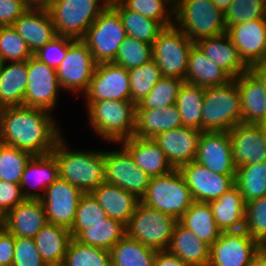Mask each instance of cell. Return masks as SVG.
<instances>
[{"label":"cell","instance_id":"6125c7cd","mask_svg":"<svg viewBox=\"0 0 266 266\" xmlns=\"http://www.w3.org/2000/svg\"><path fill=\"white\" fill-rule=\"evenodd\" d=\"M211 1L218 9H220L225 13L233 0H211Z\"/></svg>","mask_w":266,"mask_h":266},{"label":"cell","instance_id":"ba28073f","mask_svg":"<svg viewBox=\"0 0 266 266\" xmlns=\"http://www.w3.org/2000/svg\"><path fill=\"white\" fill-rule=\"evenodd\" d=\"M178 220L139 202L126 225V235L157 251L167 250Z\"/></svg>","mask_w":266,"mask_h":266},{"label":"cell","instance_id":"6da1fadb","mask_svg":"<svg viewBox=\"0 0 266 266\" xmlns=\"http://www.w3.org/2000/svg\"><path fill=\"white\" fill-rule=\"evenodd\" d=\"M52 112L17 106L0 109V143L35 155L52 153L61 130Z\"/></svg>","mask_w":266,"mask_h":266},{"label":"cell","instance_id":"7c38bea8","mask_svg":"<svg viewBox=\"0 0 266 266\" xmlns=\"http://www.w3.org/2000/svg\"><path fill=\"white\" fill-rule=\"evenodd\" d=\"M105 182L121 187L141 200L151 177L136 166L129 152L121 146L118 150L105 151Z\"/></svg>","mask_w":266,"mask_h":266},{"label":"cell","instance_id":"d6a6232c","mask_svg":"<svg viewBox=\"0 0 266 266\" xmlns=\"http://www.w3.org/2000/svg\"><path fill=\"white\" fill-rule=\"evenodd\" d=\"M27 80L28 61L2 63L0 68V109L23 106Z\"/></svg>","mask_w":266,"mask_h":266},{"label":"cell","instance_id":"4fadbf2b","mask_svg":"<svg viewBox=\"0 0 266 266\" xmlns=\"http://www.w3.org/2000/svg\"><path fill=\"white\" fill-rule=\"evenodd\" d=\"M261 247L245 230L221 232L210 246L208 266H250Z\"/></svg>","mask_w":266,"mask_h":266},{"label":"cell","instance_id":"816d5d0a","mask_svg":"<svg viewBox=\"0 0 266 266\" xmlns=\"http://www.w3.org/2000/svg\"><path fill=\"white\" fill-rule=\"evenodd\" d=\"M69 49V37L57 35L33 54L39 61L55 70L60 66Z\"/></svg>","mask_w":266,"mask_h":266},{"label":"cell","instance_id":"1f68e13d","mask_svg":"<svg viewBox=\"0 0 266 266\" xmlns=\"http://www.w3.org/2000/svg\"><path fill=\"white\" fill-rule=\"evenodd\" d=\"M33 239L47 266H62L72 240L68 228L47 222Z\"/></svg>","mask_w":266,"mask_h":266},{"label":"cell","instance_id":"6f0895ef","mask_svg":"<svg viewBox=\"0 0 266 266\" xmlns=\"http://www.w3.org/2000/svg\"><path fill=\"white\" fill-rule=\"evenodd\" d=\"M154 266H187L177 255L168 250L157 251Z\"/></svg>","mask_w":266,"mask_h":266},{"label":"cell","instance_id":"11a10c76","mask_svg":"<svg viewBox=\"0 0 266 266\" xmlns=\"http://www.w3.org/2000/svg\"><path fill=\"white\" fill-rule=\"evenodd\" d=\"M27 9L23 0H0V27L12 26Z\"/></svg>","mask_w":266,"mask_h":266},{"label":"cell","instance_id":"9c48e42d","mask_svg":"<svg viewBox=\"0 0 266 266\" xmlns=\"http://www.w3.org/2000/svg\"><path fill=\"white\" fill-rule=\"evenodd\" d=\"M127 37L119 14L109 5L81 39L97 63L113 62L121 43Z\"/></svg>","mask_w":266,"mask_h":266},{"label":"cell","instance_id":"ffe728a7","mask_svg":"<svg viewBox=\"0 0 266 266\" xmlns=\"http://www.w3.org/2000/svg\"><path fill=\"white\" fill-rule=\"evenodd\" d=\"M202 131L190 127H179L159 133L153 139L165 152L174 169L195 160Z\"/></svg>","mask_w":266,"mask_h":266},{"label":"cell","instance_id":"44dd1931","mask_svg":"<svg viewBox=\"0 0 266 266\" xmlns=\"http://www.w3.org/2000/svg\"><path fill=\"white\" fill-rule=\"evenodd\" d=\"M235 167L266 162V140L256 124H237L228 131Z\"/></svg>","mask_w":266,"mask_h":266},{"label":"cell","instance_id":"e575fe53","mask_svg":"<svg viewBox=\"0 0 266 266\" xmlns=\"http://www.w3.org/2000/svg\"><path fill=\"white\" fill-rule=\"evenodd\" d=\"M178 222L192 231L201 241L211 246L220 236L209 203L194 201Z\"/></svg>","mask_w":266,"mask_h":266},{"label":"cell","instance_id":"83f0119b","mask_svg":"<svg viewBox=\"0 0 266 266\" xmlns=\"http://www.w3.org/2000/svg\"><path fill=\"white\" fill-rule=\"evenodd\" d=\"M176 104L163 108H136L135 137L154 138L161 132L182 127Z\"/></svg>","mask_w":266,"mask_h":266},{"label":"cell","instance_id":"e0dca14e","mask_svg":"<svg viewBox=\"0 0 266 266\" xmlns=\"http://www.w3.org/2000/svg\"><path fill=\"white\" fill-rule=\"evenodd\" d=\"M83 194L66 180L58 178L40 198L45 207L47 222L70 229Z\"/></svg>","mask_w":266,"mask_h":266},{"label":"cell","instance_id":"d4e9b609","mask_svg":"<svg viewBox=\"0 0 266 266\" xmlns=\"http://www.w3.org/2000/svg\"><path fill=\"white\" fill-rule=\"evenodd\" d=\"M239 89L242 123L259 124L266 121V87L251 70L236 78Z\"/></svg>","mask_w":266,"mask_h":266},{"label":"cell","instance_id":"277c9868","mask_svg":"<svg viewBox=\"0 0 266 266\" xmlns=\"http://www.w3.org/2000/svg\"><path fill=\"white\" fill-rule=\"evenodd\" d=\"M173 25L194 43L227 31L224 12L211 0L177 1Z\"/></svg>","mask_w":266,"mask_h":266},{"label":"cell","instance_id":"ac0fdd59","mask_svg":"<svg viewBox=\"0 0 266 266\" xmlns=\"http://www.w3.org/2000/svg\"><path fill=\"white\" fill-rule=\"evenodd\" d=\"M195 161L216 174L236 175L228 131H202Z\"/></svg>","mask_w":266,"mask_h":266},{"label":"cell","instance_id":"7a4b0ae2","mask_svg":"<svg viewBox=\"0 0 266 266\" xmlns=\"http://www.w3.org/2000/svg\"><path fill=\"white\" fill-rule=\"evenodd\" d=\"M61 136L54 147L59 178L66 180L83 193H91L105 181V151L71 150Z\"/></svg>","mask_w":266,"mask_h":266},{"label":"cell","instance_id":"4dcf8cb0","mask_svg":"<svg viewBox=\"0 0 266 266\" xmlns=\"http://www.w3.org/2000/svg\"><path fill=\"white\" fill-rule=\"evenodd\" d=\"M245 204L236 184L217 200L209 202L217 227L222 232L244 230Z\"/></svg>","mask_w":266,"mask_h":266},{"label":"cell","instance_id":"680465c9","mask_svg":"<svg viewBox=\"0 0 266 266\" xmlns=\"http://www.w3.org/2000/svg\"><path fill=\"white\" fill-rule=\"evenodd\" d=\"M266 87V55L250 69Z\"/></svg>","mask_w":266,"mask_h":266},{"label":"cell","instance_id":"52a82bcc","mask_svg":"<svg viewBox=\"0 0 266 266\" xmlns=\"http://www.w3.org/2000/svg\"><path fill=\"white\" fill-rule=\"evenodd\" d=\"M108 6L107 0H52L47 9L58 35L82 39Z\"/></svg>","mask_w":266,"mask_h":266},{"label":"cell","instance_id":"e7e4bbea","mask_svg":"<svg viewBox=\"0 0 266 266\" xmlns=\"http://www.w3.org/2000/svg\"><path fill=\"white\" fill-rule=\"evenodd\" d=\"M257 125L261 128L263 136H264V138L266 140V121H263V122H261V123H259Z\"/></svg>","mask_w":266,"mask_h":266},{"label":"cell","instance_id":"f6af8a7d","mask_svg":"<svg viewBox=\"0 0 266 266\" xmlns=\"http://www.w3.org/2000/svg\"><path fill=\"white\" fill-rule=\"evenodd\" d=\"M185 80L162 77L136 108H163L176 103V98Z\"/></svg>","mask_w":266,"mask_h":266},{"label":"cell","instance_id":"603a6c76","mask_svg":"<svg viewBox=\"0 0 266 266\" xmlns=\"http://www.w3.org/2000/svg\"><path fill=\"white\" fill-rule=\"evenodd\" d=\"M58 178L59 167L55 154L52 152L45 155H35L27 163L19 185L26 199H40L45 190ZM30 187L33 190L36 189L33 191ZM41 190H44L43 193Z\"/></svg>","mask_w":266,"mask_h":266},{"label":"cell","instance_id":"9a60e30c","mask_svg":"<svg viewBox=\"0 0 266 266\" xmlns=\"http://www.w3.org/2000/svg\"><path fill=\"white\" fill-rule=\"evenodd\" d=\"M128 70L113 62L98 63L89 88L84 94L86 101L130 100Z\"/></svg>","mask_w":266,"mask_h":266},{"label":"cell","instance_id":"91938a15","mask_svg":"<svg viewBox=\"0 0 266 266\" xmlns=\"http://www.w3.org/2000/svg\"><path fill=\"white\" fill-rule=\"evenodd\" d=\"M52 0H23L24 4L31 9H47Z\"/></svg>","mask_w":266,"mask_h":266},{"label":"cell","instance_id":"7dc6e473","mask_svg":"<svg viewBox=\"0 0 266 266\" xmlns=\"http://www.w3.org/2000/svg\"><path fill=\"white\" fill-rule=\"evenodd\" d=\"M106 218H108L107 213L94 196L91 193H84L78 202L75 218L69 229L72 238H75L83 229L102 222Z\"/></svg>","mask_w":266,"mask_h":266},{"label":"cell","instance_id":"8992f818","mask_svg":"<svg viewBox=\"0 0 266 266\" xmlns=\"http://www.w3.org/2000/svg\"><path fill=\"white\" fill-rule=\"evenodd\" d=\"M140 202L179 220L194 199L183 175L178 169H174L167 174L151 178Z\"/></svg>","mask_w":266,"mask_h":266},{"label":"cell","instance_id":"836d02e7","mask_svg":"<svg viewBox=\"0 0 266 266\" xmlns=\"http://www.w3.org/2000/svg\"><path fill=\"white\" fill-rule=\"evenodd\" d=\"M167 250L177 255L187 266H208L210 246L179 222Z\"/></svg>","mask_w":266,"mask_h":266},{"label":"cell","instance_id":"f5cc1de1","mask_svg":"<svg viewBox=\"0 0 266 266\" xmlns=\"http://www.w3.org/2000/svg\"><path fill=\"white\" fill-rule=\"evenodd\" d=\"M12 266H47L35 245L34 239L15 237Z\"/></svg>","mask_w":266,"mask_h":266},{"label":"cell","instance_id":"db71d44e","mask_svg":"<svg viewBox=\"0 0 266 266\" xmlns=\"http://www.w3.org/2000/svg\"><path fill=\"white\" fill-rule=\"evenodd\" d=\"M25 199L19 184L0 180V207L6 213Z\"/></svg>","mask_w":266,"mask_h":266},{"label":"cell","instance_id":"5b68a950","mask_svg":"<svg viewBox=\"0 0 266 266\" xmlns=\"http://www.w3.org/2000/svg\"><path fill=\"white\" fill-rule=\"evenodd\" d=\"M201 131H229L242 123L236 78L226 85L205 88Z\"/></svg>","mask_w":266,"mask_h":266},{"label":"cell","instance_id":"5bb4252c","mask_svg":"<svg viewBox=\"0 0 266 266\" xmlns=\"http://www.w3.org/2000/svg\"><path fill=\"white\" fill-rule=\"evenodd\" d=\"M28 85L23 106L52 111L61 89L56 70L32 56L28 60Z\"/></svg>","mask_w":266,"mask_h":266},{"label":"cell","instance_id":"b9f144b4","mask_svg":"<svg viewBox=\"0 0 266 266\" xmlns=\"http://www.w3.org/2000/svg\"><path fill=\"white\" fill-rule=\"evenodd\" d=\"M62 266H112L110 251L80 243L72 238Z\"/></svg>","mask_w":266,"mask_h":266},{"label":"cell","instance_id":"4316f807","mask_svg":"<svg viewBox=\"0 0 266 266\" xmlns=\"http://www.w3.org/2000/svg\"><path fill=\"white\" fill-rule=\"evenodd\" d=\"M195 44L233 79L250 70L241 59L227 32L201 39Z\"/></svg>","mask_w":266,"mask_h":266},{"label":"cell","instance_id":"7402d4cb","mask_svg":"<svg viewBox=\"0 0 266 266\" xmlns=\"http://www.w3.org/2000/svg\"><path fill=\"white\" fill-rule=\"evenodd\" d=\"M12 27L26 42L32 54L57 36L48 9H27Z\"/></svg>","mask_w":266,"mask_h":266},{"label":"cell","instance_id":"bcb514c9","mask_svg":"<svg viewBox=\"0 0 266 266\" xmlns=\"http://www.w3.org/2000/svg\"><path fill=\"white\" fill-rule=\"evenodd\" d=\"M153 59L152 45L127 36L121 43L113 63L133 69Z\"/></svg>","mask_w":266,"mask_h":266},{"label":"cell","instance_id":"60d3db41","mask_svg":"<svg viewBox=\"0 0 266 266\" xmlns=\"http://www.w3.org/2000/svg\"><path fill=\"white\" fill-rule=\"evenodd\" d=\"M130 80V101L138 105L163 77L157 63L152 59L148 63L128 70Z\"/></svg>","mask_w":266,"mask_h":266},{"label":"cell","instance_id":"74e56055","mask_svg":"<svg viewBox=\"0 0 266 266\" xmlns=\"http://www.w3.org/2000/svg\"><path fill=\"white\" fill-rule=\"evenodd\" d=\"M126 235V225L121 221L106 218L83 229L74 239L80 243L110 251Z\"/></svg>","mask_w":266,"mask_h":266},{"label":"cell","instance_id":"2e32d148","mask_svg":"<svg viewBox=\"0 0 266 266\" xmlns=\"http://www.w3.org/2000/svg\"><path fill=\"white\" fill-rule=\"evenodd\" d=\"M189 187L194 201L217 200L235 185L236 175L216 174L195 160L178 169Z\"/></svg>","mask_w":266,"mask_h":266},{"label":"cell","instance_id":"f546056e","mask_svg":"<svg viewBox=\"0 0 266 266\" xmlns=\"http://www.w3.org/2000/svg\"><path fill=\"white\" fill-rule=\"evenodd\" d=\"M233 78L194 44L188 57L185 82L202 88L228 84Z\"/></svg>","mask_w":266,"mask_h":266},{"label":"cell","instance_id":"03108f58","mask_svg":"<svg viewBox=\"0 0 266 266\" xmlns=\"http://www.w3.org/2000/svg\"><path fill=\"white\" fill-rule=\"evenodd\" d=\"M109 2V4L113 3V2H117L119 0H107Z\"/></svg>","mask_w":266,"mask_h":266},{"label":"cell","instance_id":"484cf974","mask_svg":"<svg viewBox=\"0 0 266 266\" xmlns=\"http://www.w3.org/2000/svg\"><path fill=\"white\" fill-rule=\"evenodd\" d=\"M47 223L45 207L40 199H25L6 215L5 229L15 237L34 238Z\"/></svg>","mask_w":266,"mask_h":266},{"label":"cell","instance_id":"ab89813d","mask_svg":"<svg viewBox=\"0 0 266 266\" xmlns=\"http://www.w3.org/2000/svg\"><path fill=\"white\" fill-rule=\"evenodd\" d=\"M235 184L247 203L266 195V162L237 167Z\"/></svg>","mask_w":266,"mask_h":266},{"label":"cell","instance_id":"681fc988","mask_svg":"<svg viewBox=\"0 0 266 266\" xmlns=\"http://www.w3.org/2000/svg\"><path fill=\"white\" fill-rule=\"evenodd\" d=\"M244 230L261 246L266 244V195L245 204Z\"/></svg>","mask_w":266,"mask_h":266},{"label":"cell","instance_id":"003e7915","mask_svg":"<svg viewBox=\"0 0 266 266\" xmlns=\"http://www.w3.org/2000/svg\"><path fill=\"white\" fill-rule=\"evenodd\" d=\"M171 2H173L174 4L179 1V0H170Z\"/></svg>","mask_w":266,"mask_h":266},{"label":"cell","instance_id":"94428289","mask_svg":"<svg viewBox=\"0 0 266 266\" xmlns=\"http://www.w3.org/2000/svg\"><path fill=\"white\" fill-rule=\"evenodd\" d=\"M250 266H266V250L263 247L255 254Z\"/></svg>","mask_w":266,"mask_h":266},{"label":"cell","instance_id":"ee69618b","mask_svg":"<svg viewBox=\"0 0 266 266\" xmlns=\"http://www.w3.org/2000/svg\"><path fill=\"white\" fill-rule=\"evenodd\" d=\"M33 155L0 143V180L20 184L23 171Z\"/></svg>","mask_w":266,"mask_h":266},{"label":"cell","instance_id":"cb8c5ba5","mask_svg":"<svg viewBox=\"0 0 266 266\" xmlns=\"http://www.w3.org/2000/svg\"><path fill=\"white\" fill-rule=\"evenodd\" d=\"M129 152L137 167L151 178L167 174L174 170L165 152L152 138H131L120 141Z\"/></svg>","mask_w":266,"mask_h":266},{"label":"cell","instance_id":"a7ac6f4b","mask_svg":"<svg viewBox=\"0 0 266 266\" xmlns=\"http://www.w3.org/2000/svg\"><path fill=\"white\" fill-rule=\"evenodd\" d=\"M2 63H3V62H2V60L0 59V68H1V66H2Z\"/></svg>","mask_w":266,"mask_h":266},{"label":"cell","instance_id":"d590c367","mask_svg":"<svg viewBox=\"0 0 266 266\" xmlns=\"http://www.w3.org/2000/svg\"><path fill=\"white\" fill-rule=\"evenodd\" d=\"M109 5L119 14L122 25L129 37L152 45L159 34L165 29L160 22L126 9L119 1Z\"/></svg>","mask_w":266,"mask_h":266},{"label":"cell","instance_id":"8d00e7d4","mask_svg":"<svg viewBox=\"0 0 266 266\" xmlns=\"http://www.w3.org/2000/svg\"><path fill=\"white\" fill-rule=\"evenodd\" d=\"M157 250L125 235L110 250L112 266H154Z\"/></svg>","mask_w":266,"mask_h":266},{"label":"cell","instance_id":"f35d334b","mask_svg":"<svg viewBox=\"0 0 266 266\" xmlns=\"http://www.w3.org/2000/svg\"><path fill=\"white\" fill-rule=\"evenodd\" d=\"M205 88L184 82L176 98L183 126L201 131Z\"/></svg>","mask_w":266,"mask_h":266},{"label":"cell","instance_id":"8fae6325","mask_svg":"<svg viewBox=\"0 0 266 266\" xmlns=\"http://www.w3.org/2000/svg\"><path fill=\"white\" fill-rule=\"evenodd\" d=\"M97 62L92 52L81 39L69 37V49L60 66L56 69L61 89L73 93L87 92Z\"/></svg>","mask_w":266,"mask_h":266},{"label":"cell","instance_id":"9f6ffc18","mask_svg":"<svg viewBox=\"0 0 266 266\" xmlns=\"http://www.w3.org/2000/svg\"><path fill=\"white\" fill-rule=\"evenodd\" d=\"M15 236L6 229H0V266H12Z\"/></svg>","mask_w":266,"mask_h":266},{"label":"cell","instance_id":"3957f363","mask_svg":"<svg viewBox=\"0 0 266 266\" xmlns=\"http://www.w3.org/2000/svg\"><path fill=\"white\" fill-rule=\"evenodd\" d=\"M88 122L95 135L120 143L135 134L136 105L130 100L86 101Z\"/></svg>","mask_w":266,"mask_h":266},{"label":"cell","instance_id":"be15d7a7","mask_svg":"<svg viewBox=\"0 0 266 266\" xmlns=\"http://www.w3.org/2000/svg\"><path fill=\"white\" fill-rule=\"evenodd\" d=\"M7 213L0 207V229H5Z\"/></svg>","mask_w":266,"mask_h":266},{"label":"cell","instance_id":"7bdbcfd3","mask_svg":"<svg viewBox=\"0 0 266 266\" xmlns=\"http://www.w3.org/2000/svg\"><path fill=\"white\" fill-rule=\"evenodd\" d=\"M128 10L160 22L165 28L174 24V3L170 0H119Z\"/></svg>","mask_w":266,"mask_h":266},{"label":"cell","instance_id":"d6986e66","mask_svg":"<svg viewBox=\"0 0 266 266\" xmlns=\"http://www.w3.org/2000/svg\"><path fill=\"white\" fill-rule=\"evenodd\" d=\"M226 32L250 69L266 55V18L231 25Z\"/></svg>","mask_w":266,"mask_h":266},{"label":"cell","instance_id":"f1b7e54d","mask_svg":"<svg viewBox=\"0 0 266 266\" xmlns=\"http://www.w3.org/2000/svg\"><path fill=\"white\" fill-rule=\"evenodd\" d=\"M109 218L127 225L140 202L133 194L119 186L107 182L101 183L91 192Z\"/></svg>","mask_w":266,"mask_h":266},{"label":"cell","instance_id":"30bf717a","mask_svg":"<svg viewBox=\"0 0 266 266\" xmlns=\"http://www.w3.org/2000/svg\"><path fill=\"white\" fill-rule=\"evenodd\" d=\"M191 41L174 25L165 28L152 44L153 60L164 77L185 80Z\"/></svg>","mask_w":266,"mask_h":266},{"label":"cell","instance_id":"f907efd6","mask_svg":"<svg viewBox=\"0 0 266 266\" xmlns=\"http://www.w3.org/2000/svg\"><path fill=\"white\" fill-rule=\"evenodd\" d=\"M224 16L226 28L237 23L266 18V0H233Z\"/></svg>","mask_w":266,"mask_h":266},{"label":"cell","instance_id":"c3c4849f","mask_svg":"<svg viewBox=\"0 0 266 266\" xmlns=\"http://www.w3.org/2000/svg\"><path fill=\"white\" fill-rule=\"evenodd\" d=\"M33 56L12 26L0 27V59L3 63L28 61Z\"/></svg>","mask_w":266,"mask_h":266}]
</instances>
